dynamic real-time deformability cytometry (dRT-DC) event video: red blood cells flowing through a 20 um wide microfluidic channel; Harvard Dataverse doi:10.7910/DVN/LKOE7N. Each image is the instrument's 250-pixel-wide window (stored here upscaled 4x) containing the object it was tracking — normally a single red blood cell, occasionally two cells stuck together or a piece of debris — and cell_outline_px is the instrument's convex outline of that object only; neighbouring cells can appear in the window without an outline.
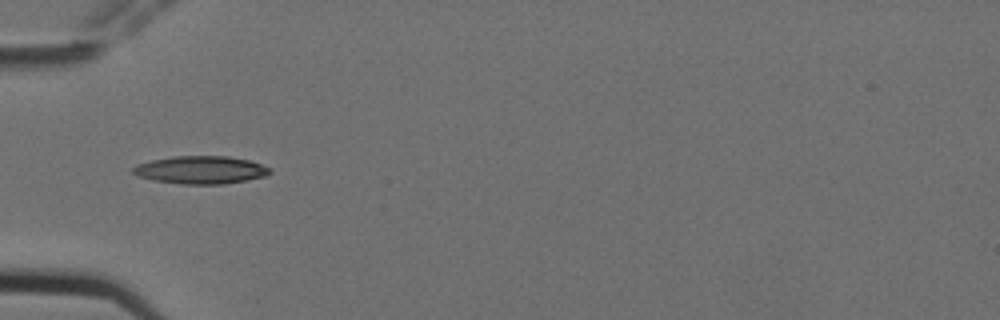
{"species": "Egyptian fruit bat (a non-hibernating species)", "species_latin": "Rousettus aegyptiacus", "temperature_condition": "cold", "stored_images_in_passage": 6, "camera_frame_rate_fps": 3000, "um_per_image_px": 0.085, "animal": {"sex": "female"}, "frame": {"image": 1, "passage_image": 1, "time_ms": 0.0, "image_size_px": [1000, 320], "cell_outline_px": [[272, 172], [268, 176], [224, 184], [180, 184], [152, 180], [136, 176], [132, 172], [132, 168], [136, 164], [152, 160], [172, 156], [228, 156], [248, 160], [260, 164], [268, 168]], "centroid_in_image_um": [17.03, 14.45], "position_along_channel_um": 68.0, "area_um2": 22.31}}
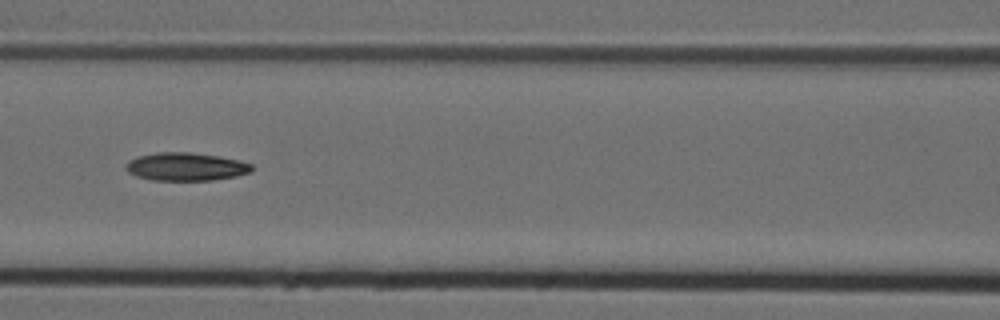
{"frame": {"image": 2, "passage_image": 3, "time_ms": 0.667, "image_size_px": [1000, 320], "cell_outline_px": [[252, 172], [236, 176], [212, 180], [152, 180], [136, 176], [128, 172], [124, 168], [124, 164], [128, 160], [136, 156], [156, 152], [192, 152], [220, 156], [252, 164]], "centroid_in_image_um": [15.75, 14.16], "position_along_channel_um": 150.9, "area_um2": 20.81}}
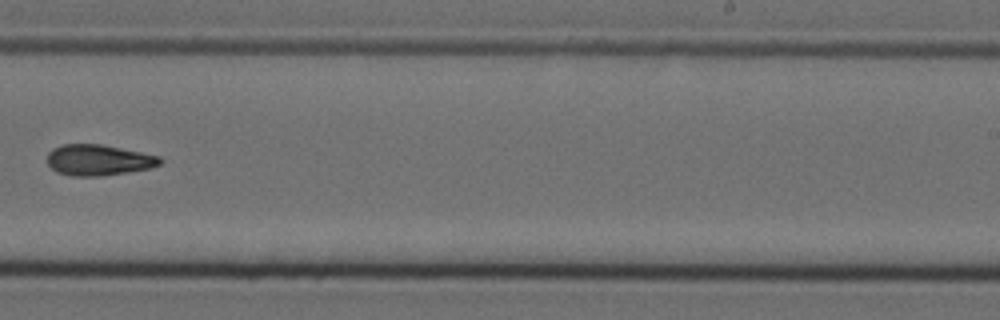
{"frame": {"image": 3, "passage_image": 6, "time_ms": 1.667, "image_size_px": [1000, 320], "cell_outline_px": [[164, 160], [160, 164], [152, 168], [100, 176], [72, 176], [56, 172], [48, 164], [48, 152], [52, 148], [64, 144], [100, 144], [160, 156]], "centroid_in_image_um": [8.37, 13.6], "position_along_channel_um": 280.6, "area_um2": 20.29}}